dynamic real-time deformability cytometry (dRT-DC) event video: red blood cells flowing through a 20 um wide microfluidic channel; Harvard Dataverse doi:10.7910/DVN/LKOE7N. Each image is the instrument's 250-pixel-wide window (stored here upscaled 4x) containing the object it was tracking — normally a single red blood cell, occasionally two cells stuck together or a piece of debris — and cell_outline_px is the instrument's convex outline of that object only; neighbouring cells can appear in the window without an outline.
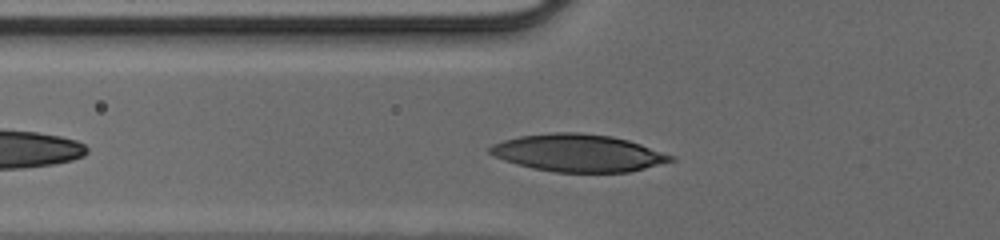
{"species": "human", "species_latin": "Homo sapiens", "temperature_condition": "cold", "stored_images_in_passage": 32, "camera_frame_rate_fps": 3000, "um_per_image_px": 0.085, "donor": {"sex": "male"}, "frame": {"image": 1, "passage_image": 6, "time_ms": 1.667, "image_size_px": [1000, 240], "cell_outline_px": [[676, 160], [628, 172], [556, 172], [532, 168], [516, 164], [504, 160], [488, 152], [488, 148], [492, 144], [504, 140], [520, 136], [552, 132], [580, 132], [612, 136], [628, 140], [676, 156]], "centroid_in_image_um": [49.15, 13.0], "position_along_channel_um": 76.6, "area_um2": 39.36}}
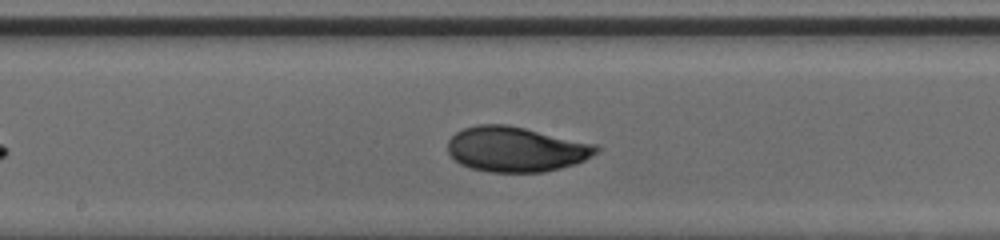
{"frame": {"image": 2, "passage_image": 15, "time_ms": 4.667, "image_size_px": [1000, 240], "cell_outline_px": [[600, 148], [592, 156], [584, 160], [560, 168], [544, 172], [492, 172], [468, 168], [460, 164], [448, 152], [448, 140], [456, 132], [464, 128], [476, 124], [508, 124], [596, 144]], "centroid_in_image_um": [43.83, 12.68], "position_along_channel_um": 204.4, "area_um2": 39.02}}
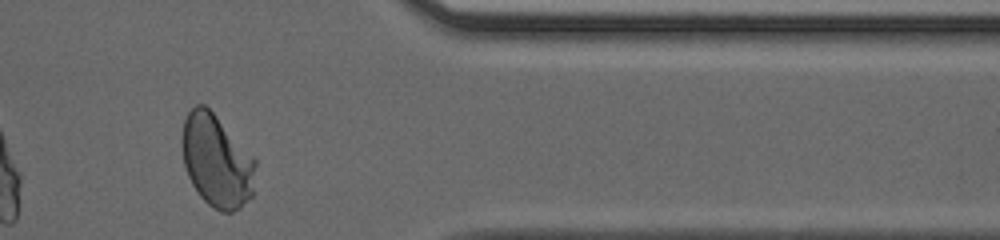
{"frame": {"image": 3, "passage_image": 29, "time_ms": 9.333, "image_size_px": [1000, 240], "cell_outline_px": [[256, 164], [252, 196], [240, 208], [232, 212], [220, 212], [212, 208], [200, 196], [192, 184], [188, 176], [184, 164], [180, 144], [180, 140], [184, 120], [188, 112], [196, 104], [204, 104], [212, 112], [256, 160]], "centroid_in_image_um": [18.39, 13.7], "position_along_channel_um": 393.0, "area_um2": 39.59}}